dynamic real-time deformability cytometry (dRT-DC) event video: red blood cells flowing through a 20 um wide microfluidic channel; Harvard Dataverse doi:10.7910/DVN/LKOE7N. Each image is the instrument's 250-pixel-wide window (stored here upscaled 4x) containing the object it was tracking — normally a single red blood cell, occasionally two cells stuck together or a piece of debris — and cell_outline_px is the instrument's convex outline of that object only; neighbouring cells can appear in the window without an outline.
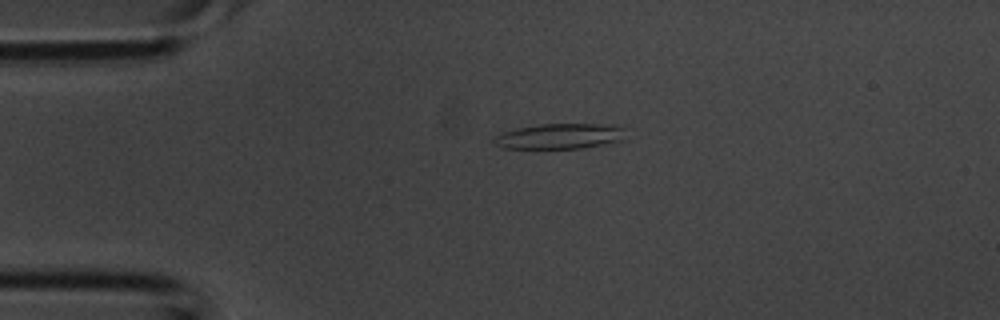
{"species": "common noctule bat (a hibernating species)", "species_latin": "Nyctalus noctula", "temperature_condition": "room temperature", "stored_images_in_passage": 3, "camera_frame_rate_fps": 3000, "um_per_image_px": 0.085, "animal": {"sex": "male", "body_mass_g": 20.1, "forearm_length_mm": 53.5}, "frame": {"image": 1, "passage_image": 2, "time_ms": 0.333, "image_size_px": [1000, 320], "cell_outline_px": [[624, 128], [620, 140], [580, 148], [504, 148], [496, 144], [492, 140], [496, 136], [504, 132], [516, 128], [540, 124], [612, 124]], "centroid_in_image_um": [47.53, 11.56], "position_along_channel_um": 37.5, "area_um2": 19.02}}